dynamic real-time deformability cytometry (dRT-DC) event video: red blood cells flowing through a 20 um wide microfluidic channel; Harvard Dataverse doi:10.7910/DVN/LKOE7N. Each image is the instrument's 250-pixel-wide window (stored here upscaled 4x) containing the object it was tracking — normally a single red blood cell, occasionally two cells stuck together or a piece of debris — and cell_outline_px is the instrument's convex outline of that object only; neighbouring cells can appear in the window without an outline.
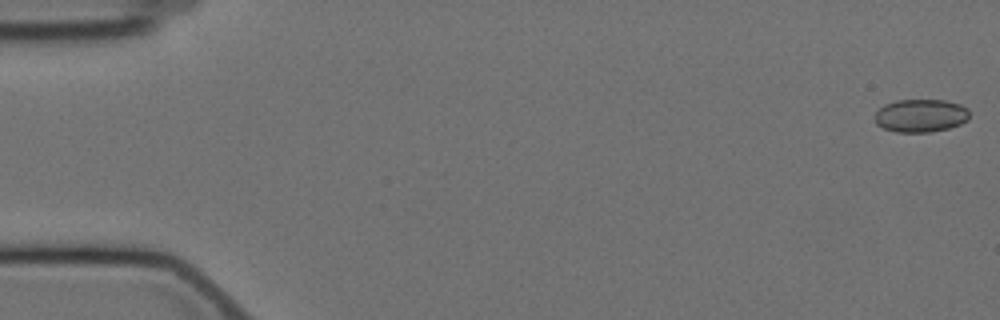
{"species": "Egyptian fruit bat (a non-hibernating species)", "species_latin": "Rousettus aegyptiacus", "temperature_condition": "cold", "stored_images_in_passage": 57, "camera_frame_rate_fps": 3000, "um_per_image_px": 0.085, "animal": {"sex": "female"}, "frame": {"image": 1, "passage_image": 1, "time_ms": 0.0, "image_size_px": [1000, 320], "cell_outline_px": [[968, 120], [960, 124], [948, 128], [932, 132], [896, 132], [884, 128], [876, 124], [876, 112], [884, 104], [896, 100], [944, 100], [960, 104], [968, 108]], "centroid_in_image_um": [78.27, 9.82], "position_along_channel_um": 6.7, "area_um2": 18.21}}
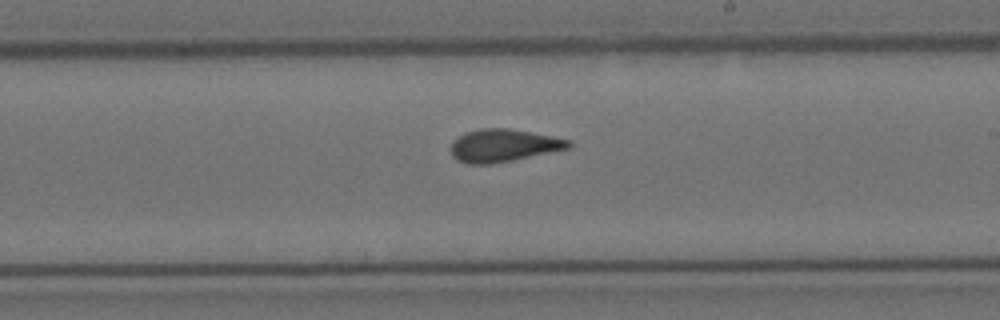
{"frame": {"image": 2, "passage_image": 33, "time_ms": 10.667, "image_size_px": [1000, 320], "cell_outline_px": [[572, 148], [492, 164], [468, 164], [456, 160], [452, 156], [452, 140], [464, 132], [480, 128], [508, 128], [552, 136], [572, 140]], "centroid_in_image_um": [42.8, 12.36], "position_along_channel_um": 246.2, "area_um2": 22.6}}
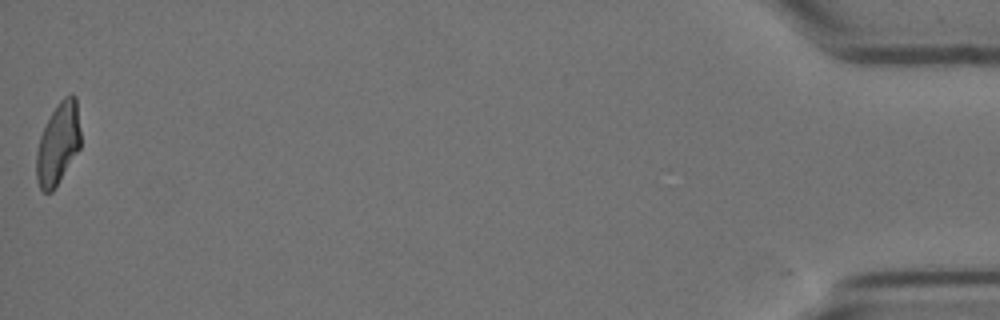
{"frame": {"image": 3, "passage_image": 57, "time_ms": 18.667, "image_size_px": [1000, 320], "cell_outline_px": [[80, 148], [52, 192], [44, 192], [40, 188], [36, 180], [36, 152], [40, 136], [52, 112], [60, 100], [64, 96], [72, 92], [76, 96], [80, 132]], "centroid_in_image_um": [4.94, 12.2], "position_along_channel_um": 430.3, "area_um2": 20.98}, "authors_computed_cell_mechanics": {"area_um2": 21.4438, "velocity_mm_per_s": 3.5106, "shape_relaxation_time_tau1_ms": null, "shape_relaxation_time_tau2_ms": 2.0397, "deformation_change_tau1": null, "deformation_change_tau2": 0.0787}}